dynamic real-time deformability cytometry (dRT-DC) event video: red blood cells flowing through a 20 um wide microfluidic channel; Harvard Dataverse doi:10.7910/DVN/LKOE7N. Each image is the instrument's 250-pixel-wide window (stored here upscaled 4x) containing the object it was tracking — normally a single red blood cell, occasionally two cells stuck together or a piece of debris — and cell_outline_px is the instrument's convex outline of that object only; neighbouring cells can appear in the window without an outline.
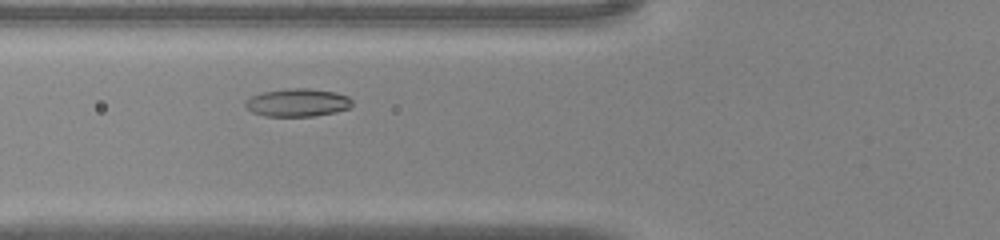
{"species": "common noctule bat (a hibernating species)", "species_latin": "Nyctalus noctula", "temperature_condition": "warm", "stored_images_in_passage": 36, "camera_frame_rate_fps": 3000, "um_per_image_px": 0.085, "animal": {"sex": "male", "body_mass_g": 20.0, "forearm_length_mm": 53.3}, "frame": {"image": 1, "passage_image": 9, "time_ms": 2.667, "image_size_px": [1000, 240], "cell_outline_px": [[352, 104], [348, 108], [336, 112], [312, 116], [264, 116], [252, 112], [244, 104], [244, 100], [252, 96], [264, 92], [288, 88], [308, 88], [336, 92], [348, 96], [352, 100]], "centroid_in_image_um": [25.29, 8.72], "position_along_channel_um": 100.5, "area_um2": 17.4}}
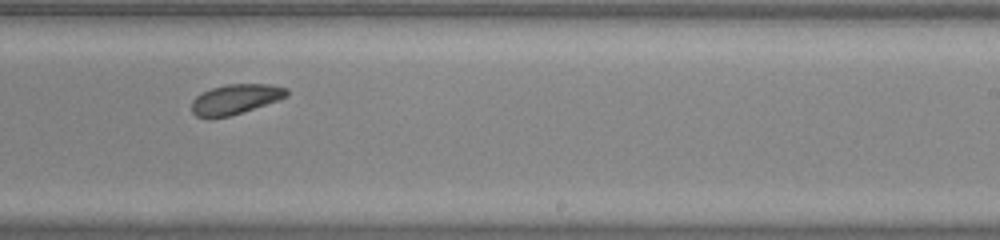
{"frame": {"image": 2, "passage_image": 20, "time_ms": 6.333, "image_size_px": [1000, 240], "cell_outline_px": [[288, 96], [280, 100], [228, 116], [212, 120], [196, 116], [192, 112], [192, 100], [196, 96], [212, 88], [228, 84], [268, 84], [288, 88]], "centroid_in_image_um": [20.0, 8.45], "position_along_channel_um": 269.0, "area_um2": 16.7}}
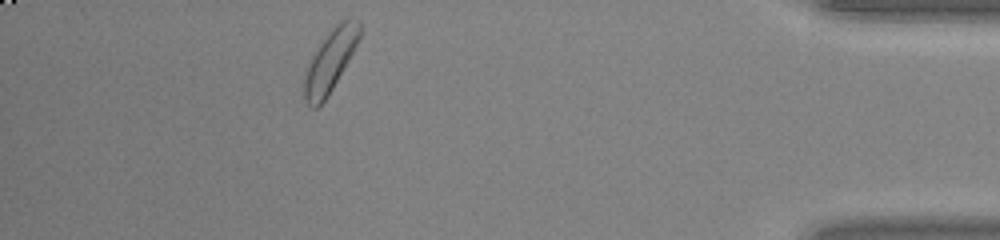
{"frame": {"image": 3, "passage_image": 32, "time_ms": 10.333, "image_size_px": [1000, 240], "cell_outline_px": [[360, 36], [348, 60], [328, 96], [316, 108], [312, 108], [304, 100], [304, 80], [308, 64], [316, 48], [328, 32], [340, 20], [348, 16], [352, 16], [360, 20]], "centroid_in_image_um": [28.07, 5.12], "position_along_channel_um": 407.1, "area_um2": 19.83}}